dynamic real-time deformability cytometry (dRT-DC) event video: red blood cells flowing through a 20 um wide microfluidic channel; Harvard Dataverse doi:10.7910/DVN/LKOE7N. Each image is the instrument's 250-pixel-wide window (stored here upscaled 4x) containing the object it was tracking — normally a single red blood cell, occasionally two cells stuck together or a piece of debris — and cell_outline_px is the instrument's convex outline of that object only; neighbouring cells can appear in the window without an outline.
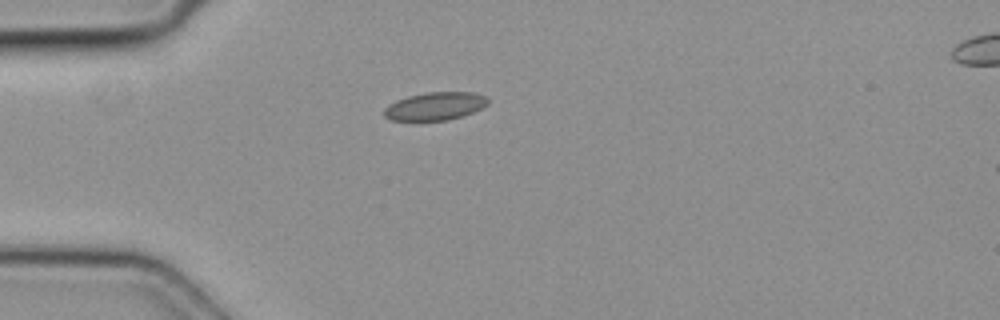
{"species": "common noctule bat (a hibernating species)", "species_latin": "Nyctalus noctula", "temperature_condition": "cold", "stored_images_in_passage": 2, "camera_frame_rate_fps": 3000, "um_per_image_px": 0.085, "animal": {"sex": "female", "body_mass_g": 19.3, "forearm_length_mm": 54.1}, "frame": {"image": 1, "passage_image": 1, "time_ms": 0.0, "image_size_px": [1000, 320], "cell_outline_px": [[488, 104], [472, 112], [448, 120], [388, 120], [384, 116], [384, 108], [388, 104], [396, 100], [408, 96], [428, 92], [476, 92], [488, 96]], "centroid_in_image_um": [36.97, 9.01], "position_along_channel_um": 48.0, "area_um2": 16.94}}